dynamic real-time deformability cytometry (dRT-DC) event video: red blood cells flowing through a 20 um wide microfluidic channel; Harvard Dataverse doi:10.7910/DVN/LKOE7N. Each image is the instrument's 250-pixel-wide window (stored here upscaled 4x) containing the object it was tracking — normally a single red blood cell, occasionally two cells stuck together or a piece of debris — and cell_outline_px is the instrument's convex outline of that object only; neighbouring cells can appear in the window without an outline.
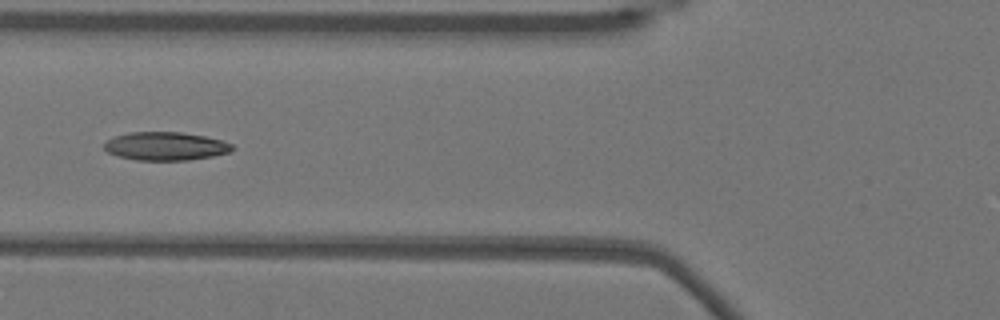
{"species": "Egyptian fruit bat (a non-hibernating species)", "species_latin": "Rousettus aegyptiacus", "temperature_condition": "warm", "stored_images_in_passage": 34, "camera_frame_rate_fps": 3000, "um_per_image_px": 0.085, "animal": {"sex": "female"}, "frame": {"image": 1, "passage_image": 14, "time_ms": 4.333, "image_size_px": [1000, 320], "cell_outline_px": [[236, 148], [228, 152], [212, 156], [188, 160], [136, 160], [116, 156], [108, 152], [104, 148], [104, 144], [112, 136], [128, 132], [180, 132], [204, 136], [220, 140], [232, 144]], "centroid_in_image_um": [14.04, 12.42], "position_along_channel_um": 111.8, "area_um2": 21.15}, "authors_computed_cell_mechanics": {"area_um2": 21.097, "velocity_mm_per_s": 3.8286, "shape_relaxation_time_tau1_ms": 4.7889, "shape_relaxation_time_tau2_ms": 2.4137, "deformation_change_tau1": 0.2002, "deformation_change_tau2": 0.0818}}